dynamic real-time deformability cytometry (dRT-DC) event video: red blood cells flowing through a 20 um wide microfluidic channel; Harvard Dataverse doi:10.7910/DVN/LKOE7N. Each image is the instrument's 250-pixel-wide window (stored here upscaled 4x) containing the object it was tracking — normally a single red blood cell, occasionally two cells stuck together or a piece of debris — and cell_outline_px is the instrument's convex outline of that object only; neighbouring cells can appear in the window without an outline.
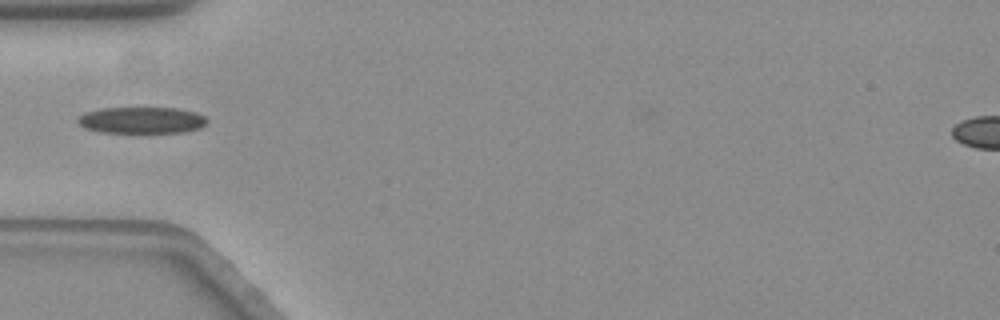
{"species": "common noctule bat (a hibernating species)", "species_latin": "Nyctalus noctula", "temperature_condition": "warm", "stored_images_in_passage": 33, "camera_frame_rate_fps": 3000, "um_per_image_px": 0.085, "animal": {"sex": "female", "body_mass_g": 19.3, "forearm_length_mm": 54.1}, "frame": {"image": 1, "passage_image": 1, "time_ms": 0.0, "image_size_px": [1000, 320], "cell_outline_px": [[208, 124], [200, 128], [184, 132], [96, 132], [84, 128], [76, 120], [84, 112], [100, 108], [176, 108], [196, 112], [204, 116], [208, 120]], "centroid_in_image_um": [12.04, 10.21], "position_along_channel_um": 73.0, "area_um2": 20.06}}
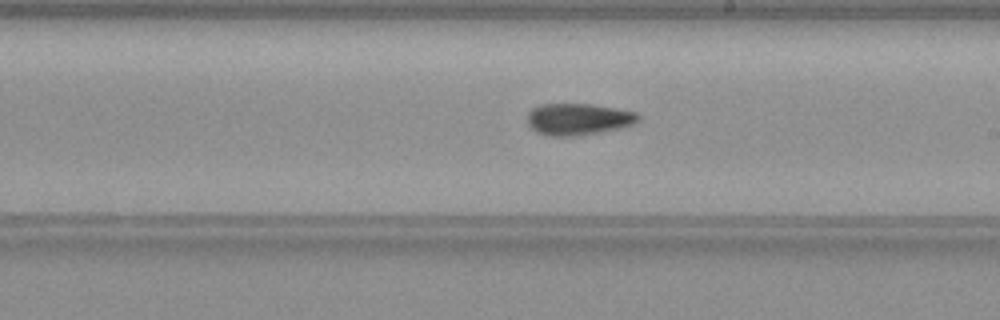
{"frame": {"image": 2, "passage_image": 15, "time_ms": 4.667, "image_size_px": [1000, 320], "cell_outline_px": [[640, 116], [632, 124], [600, 132], [572, 136], [548, 136], [536, 132], [528, 124], [528, 112], [532, 108], [540, 104], [592, 104], [636, 112]], "centroid_in_image_um": [49.09, 10.12], "position_along_channel_um": 239.9, "area_um2": 20.23}}